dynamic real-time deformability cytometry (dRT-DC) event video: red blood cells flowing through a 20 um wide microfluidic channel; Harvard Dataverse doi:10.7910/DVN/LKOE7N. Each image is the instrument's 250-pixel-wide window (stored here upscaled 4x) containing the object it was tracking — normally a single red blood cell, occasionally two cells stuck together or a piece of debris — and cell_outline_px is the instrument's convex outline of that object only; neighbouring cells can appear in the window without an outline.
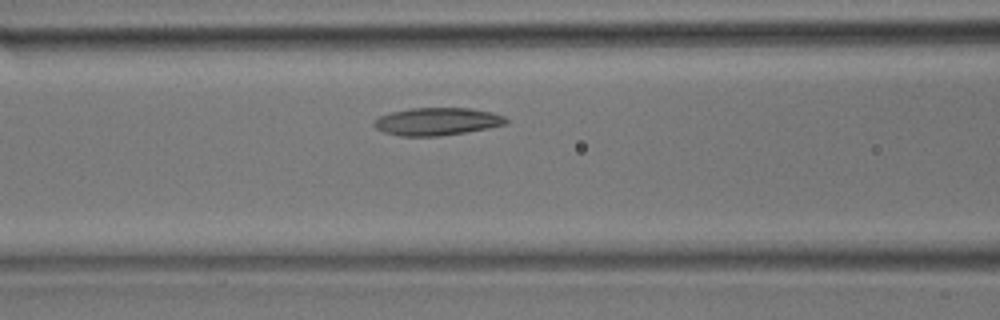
{"species": "common noctule bat (a hibernating species)", "species_latin": "Nyctalus noctula", "temperature_condition": "room temperature", "stored_images_in_passage": 17, "camera_frame_rate_fps": 3000, "um_per_image_px": 0.085, "animal": {"sex": "male", "body_mass_g": 17.9}, "frame": {"image": 1, "passage_image": 10, "time_ms": 3.0, "image_size_px": [1000, 320], "cell_outline_px": [[508, 120], [504, 124], [488, 128], [440, 136], [400, 136], [384, 132], [376, 128], [372, 124], [372, 120], [380, 116], [392, 112], [412, 108], [468, 108], [492, 112], [504, 116]], "centroid_in_image_um": [37.11, 10.33], "position_along_channel_um": 129.5, "area_um2": 21.15}}
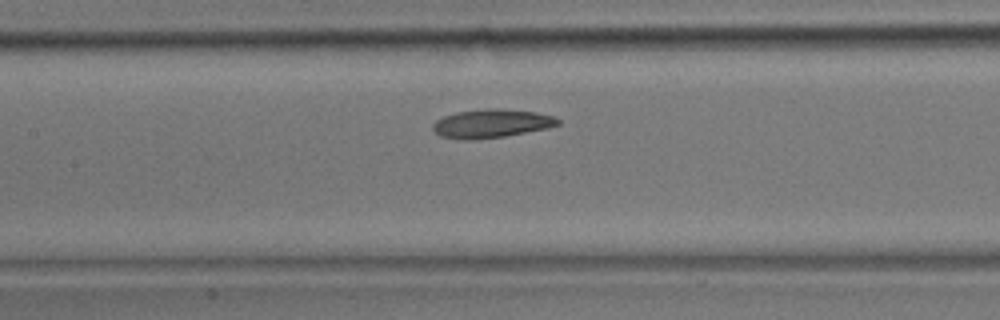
{"frame": {"image": 2, "passage_image": 12, "time_ms": 3.667, "image_size_px": [1000, 320], "cell_outline_px": [[560, 124], [548, 128], [504, 136], [472, 140], [464, 140], [440, 136], [432, 128], [432, 124], [436, 120], [444, 116], [456, 112], [484, 108], [500, 108], [536, 112], [552, 116], [560, 120]], "centroid_in_image_um": [41.76, 10.49], "position_along_channel_um": 165.6, "area_um2": 20.87}}
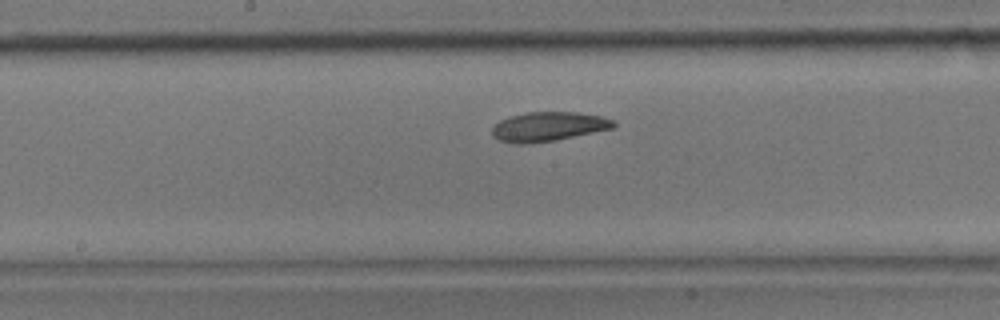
{"frame": {"image": 3, "passage_image": 14, "time_ms": 4.333, "image_size_px": [1000, 320], "cell_outline_px": [[616, 124], [612, 128], [556, 140], [528, 144], [512, 144], [500, 140], [492, 136], [492, 128], [500, 120], [512, 116], [528, 112], [576, 112], [600, 116], [616, 120]], "centroid_in_image_um": [46.6, 10.77], "position_along_channel_um": 201.6, "area_um2": 20.69}}